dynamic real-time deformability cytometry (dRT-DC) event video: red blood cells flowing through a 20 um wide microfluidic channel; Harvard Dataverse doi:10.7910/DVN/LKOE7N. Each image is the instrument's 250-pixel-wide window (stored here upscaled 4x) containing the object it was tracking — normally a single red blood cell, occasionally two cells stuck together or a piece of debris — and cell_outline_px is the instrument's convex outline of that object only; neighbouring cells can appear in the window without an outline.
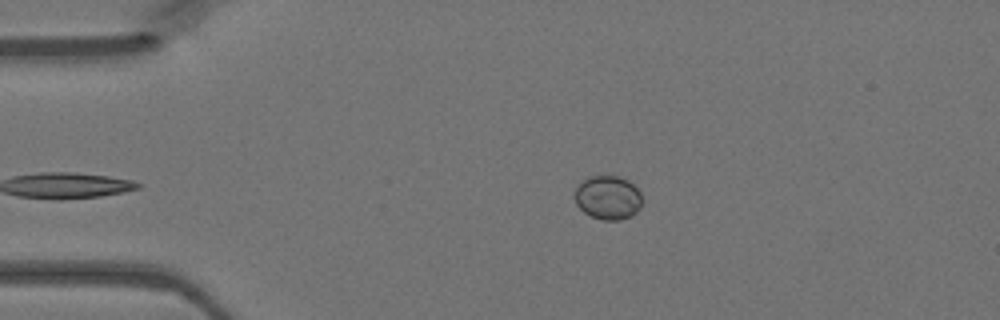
{"species": "Egyptian fruit bat (a non-hibernating species)", "species_latin": "Rousettus aegyptiacus", "temperature_condition": "warm", "stored_images_in_passage": 37, "camera_frame_rate_fps": 3000, "um_per_image_px": 0.085, "animal": {"sex": "female"}, "frame": {"image": 1, "passage_image": 4, "time_ms": 1.0, "image_size_px": [1000, 320], "cell_outline_px": [[640, 208], [636, 212], [620, 220], [604, 220], [592, 216], [584, 212], [576, 204], [572, 196], [576, 188], [588, 176], [620, 176], [628, 180], [640, 192]], "centroid_in_image_um": [51.64, 16.78], "position_along_channel_um": 33.4, "area_um2": 17.11}}
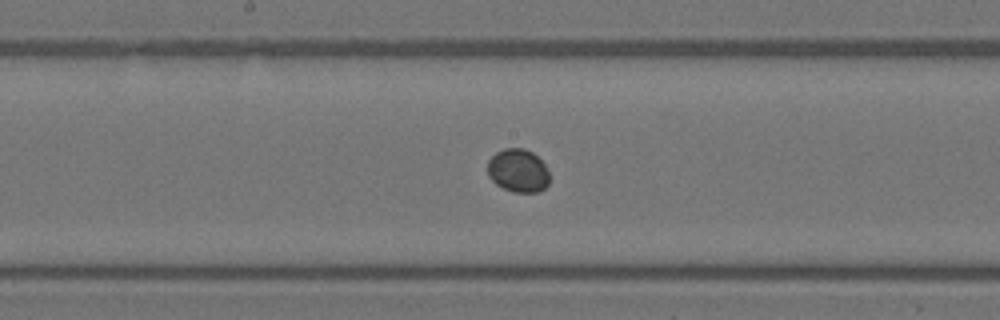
{"frame": {"image": 2, "passage_image": 19, "time_ms": 6.0, "image_size_px": [1000, 320], "cell_outline_px": [[548, 184], [544, 188], [536, 192], [512, 192], [496, 184], [488, 176], [488, 160], [496, 152], [504, 148], [524, 148], [532, 152], [544, 164], [548, 172]], "centroid_in_image_um": [44.01, 14.5], "position_along_channel_um": 204.2, "area_um2": 15.49}}
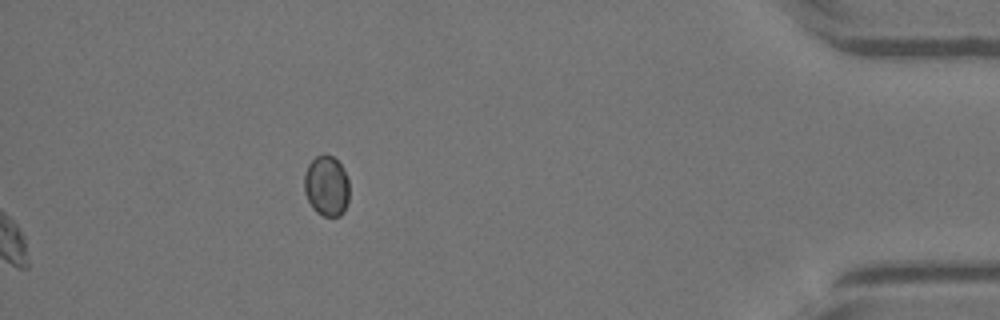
{"frame": {"image": 3, "passage_image": 37, "time_ms": 12.0, "image_size_px": [1000, 320], "cell_outline_px": [[348, 200], [344, 212], [340, 216], [324, 216], [316, 212], [312, 208], [304, 192], [304, 176], [308, 164], [316, 156], [324, 152], [332, 156], [340, 164], [348, 180]], "centroid_in_image_um": [27.74, 15.8], "position_along_channel_um": 407.5, "area_um2": 15.95}}